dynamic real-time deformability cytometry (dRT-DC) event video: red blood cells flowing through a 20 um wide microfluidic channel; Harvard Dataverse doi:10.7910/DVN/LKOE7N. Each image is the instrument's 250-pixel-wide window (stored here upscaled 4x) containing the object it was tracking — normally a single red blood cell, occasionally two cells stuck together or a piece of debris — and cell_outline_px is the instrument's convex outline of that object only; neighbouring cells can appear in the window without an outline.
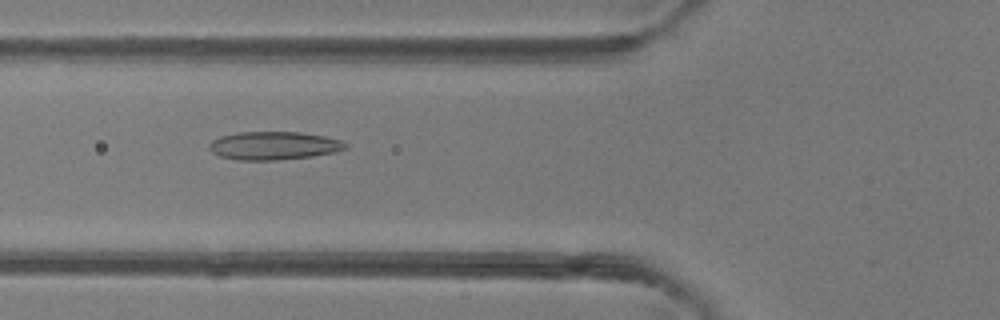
{"species": "common noctule bat (a hibernating species)", "species_latin": "Nyctalus noctula", "temperature_condition": "room temperature", "stored_images_in_passage": 41, "camera_frame_rate_fps": 3000, "um_per_image_px": 0.085, "animal": {"sex": "female"}, "frame": {"image": 1, "passage_image": 11, "time_ms": 3.333, "image_size_px": [1000, 320], "cell_outline_px": [[348, 148], [332, 152], [312, 156], [276, 160], [240, 160], [220, 156], [212, 152], [208, 148], [208, 144], [212, 140], [220, 136], [240, 132], [300, 132], [324, 136], [340, 140], [348, 144]], "centroid_in_image_um": [23.25, 12.37], "position_along_channel_um": 102.6, "area_um2": 22.31}}
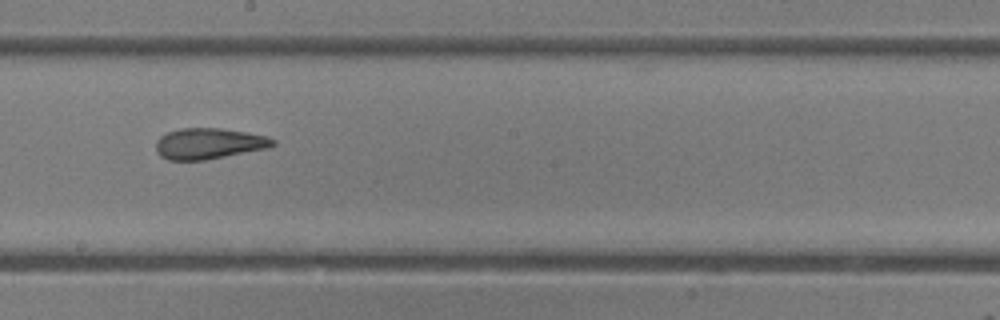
{"frame": {"image": 2, "passage_image": 20, "time_ms": 6.333, "image_size_px": [1000, 320], "cell_outline_px": [[276, 144], [268, 148], [204, 160], [168, 160], [160, 156], [156, 152], [156, 140], [160, 136], [168, 132], [180, 128], [220, 128], [244, 132], [264, 136], [276, 140]], "centroid_in_image_um": [17.71, 12.21], "position_along_channel_um": 230.5, "area_um2": 20.98}}
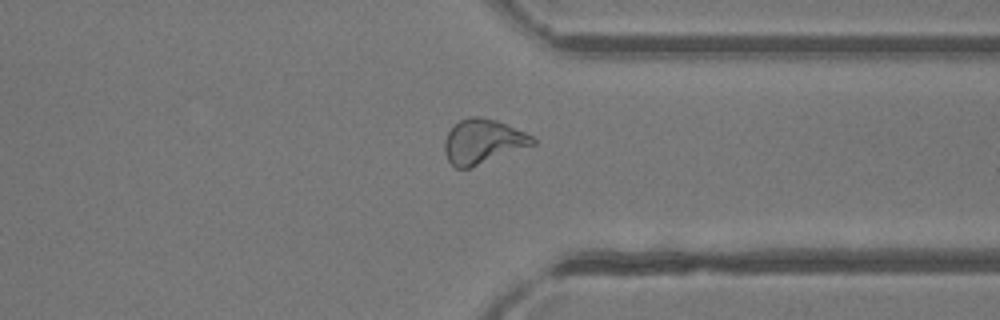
{"frame": {"image": 3, "passage_image": 30, "time_ms": 9.667, "image_size_px": [1000, 320], "cell_outline_px": [[536, 144], [468, 168], [456, 168], [448, 160], [444, 152], [444, 140], [448, 132], [460, 120], [472, 116], [480, 116], [496, 120], [524, 132], [532, 136], [536, 140]], "centroid_in_image_um": [41.03, 12.02], "position_along_channel_um": 370.4, "area_um2": 22.54}, "authors_computed_cell_mechanics": {"area_um2": 22.4264, "velocity_mm_per_s": 4.2527, "shape_relaxation_time_tau1_ms": 8.0093, "shape_relaxation_time_tau2_ms": 1.8273, "deformation_change_tau1": 0.2034, "deformation_change_tau2": 0.0917}}